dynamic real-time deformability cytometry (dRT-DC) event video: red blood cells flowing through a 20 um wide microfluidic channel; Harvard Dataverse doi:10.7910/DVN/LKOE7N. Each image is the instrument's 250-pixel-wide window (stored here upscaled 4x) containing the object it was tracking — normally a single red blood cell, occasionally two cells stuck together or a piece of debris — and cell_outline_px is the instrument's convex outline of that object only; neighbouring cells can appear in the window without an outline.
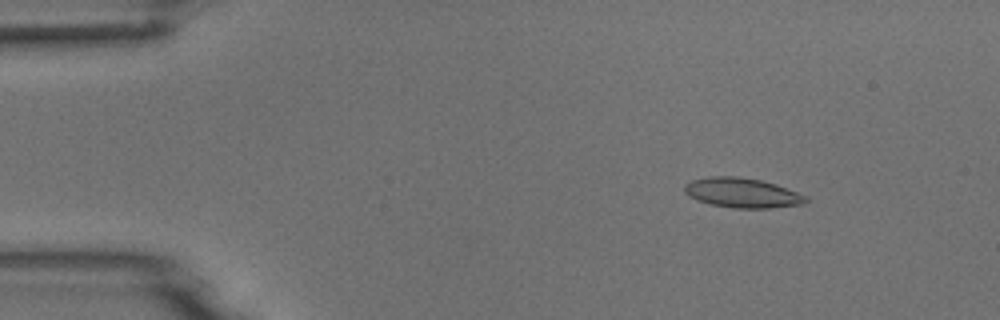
{"species": "common noctule bat (a hibernating species)", "species_latin": "Nyctalus noctula", "temperature_condition": "room temperature", "stored_images_in_passage": 5, "camera_frame_rate_fps": 3000, "um_per_image_px": 0.085, "animal": {"sex": "male", "body_mass_g": 18.8}, "frame": {"image": 1, "passage_image": 2, "time_ms": 1.0, "image_size_px": [1000, 320], "cell_outline_px": [[808, 200], [804, 204], [768, 208], [736, 208], [712, 204], [696, 200], [688, 196], [684, 192], [684, 184], [692, 180], [708, 176], [740, 176], [760, 180], [776, 184], [808, 196]], "centroid_in_image_um": [63.08, 16.38], "position_along_channel_um": 21.9, "area_um2": 21.15}}
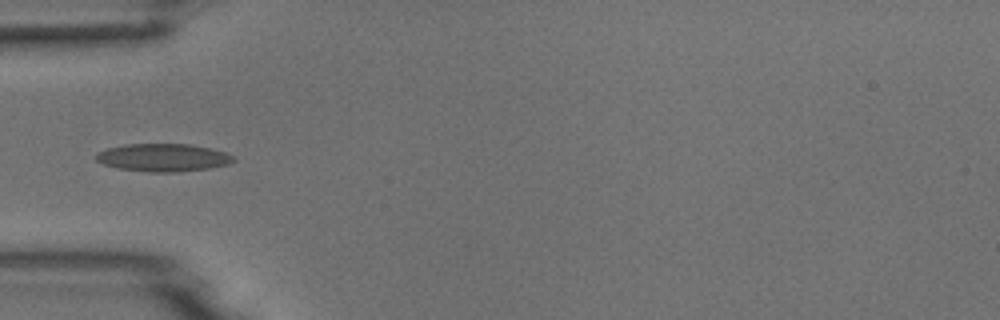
{"frame": {"image": 2, "passage_image": 5, "time_ms": 4.333, "image_size_px": [1000, 320], "cell_outline_px": [[236, 160], [228, 164], [208, 168], [180, 172], [148, 172], [116, 168], [104, 164], [96, 160], [96, 152], [108, 148], [124, 144], [188, 144], [208, 148], [224, 152], [236, 156]], "centroid_in_image_um": [13.85, 13.4], "position_along_channel_um": 71.1, "area_um2": 22.31}}